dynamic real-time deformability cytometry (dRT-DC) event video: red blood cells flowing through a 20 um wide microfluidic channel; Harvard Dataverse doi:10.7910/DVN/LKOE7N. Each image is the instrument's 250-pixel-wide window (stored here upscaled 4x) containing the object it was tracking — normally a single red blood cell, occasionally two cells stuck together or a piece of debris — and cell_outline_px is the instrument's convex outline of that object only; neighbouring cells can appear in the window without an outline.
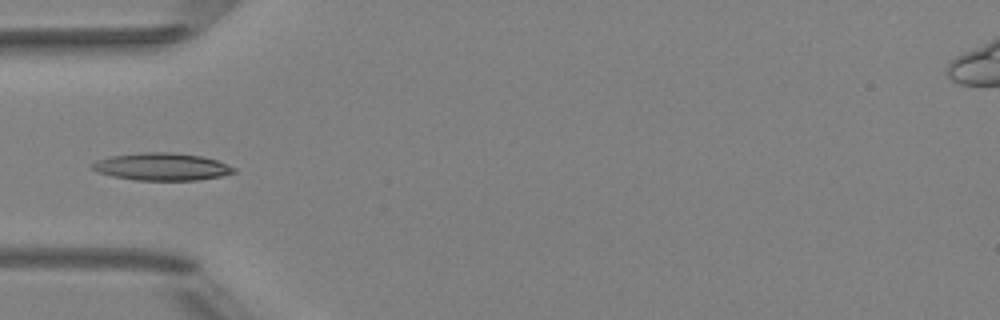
{"species": "Egyptian fruit bat (a non-hibernating species)", "species_latin": "Rousettus aegyptiacus", "temperature_condition": "room temperature", "stored_images_in_passage": 5, "camera_frame_rate_fps": 3000, "um_per_image_px": 0.085, "animal": {"sex": "female"}, "frame": {"image": 1, "passage_image": 5, "time_ms": 1.333, "image_size_px": [1000, 320], "cell_outline_px": [[236, 172], [220, 176], [196, 180], [136, 180], [112, 176], [96, 172], [92, 168], [92, 164], [96, 160], [112, 156], [144, 152], [172, 152], [200, 156], [216, 160], [236, 168]], "centroid_in_image_um": [13.74, 14.17], "position_along_channel_um": 71.3, "area_um2": 22.48}}